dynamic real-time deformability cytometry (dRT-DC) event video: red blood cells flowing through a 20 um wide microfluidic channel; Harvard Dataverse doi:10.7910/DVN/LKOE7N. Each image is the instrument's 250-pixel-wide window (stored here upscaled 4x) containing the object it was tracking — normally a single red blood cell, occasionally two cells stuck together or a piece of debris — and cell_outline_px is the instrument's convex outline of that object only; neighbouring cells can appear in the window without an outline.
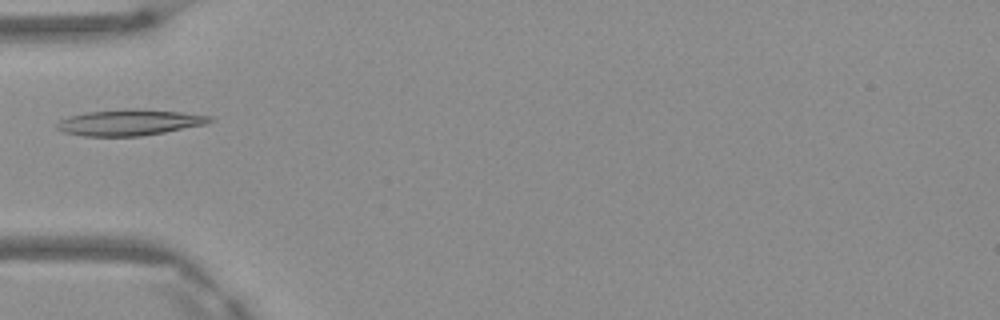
{"species": "Egyptian fruit bat (a non-hibernating species)", "species_latin": "Rousettus aegyptiacus", "temperature_condition": "warm", "stored_images_in_passage": 6, "camera_frame_rate_fps": 3000, "um_per_image_px": 0.085, "frame": {"image": 1, "passage_image": 5, "time_ms": 1.333, "image_size_px": [1000, 320], "cell_outline_px": [[216, 120], [208, 124], [164, 132], [140, 136], [84, 136], [64, 132], [56, 128], [56, 124], [60, 120], [68, 116], [88, 112], [124, 108], [140, 108], [180, 112], [212, 116]], "centroid_in_image_um": [11.04, 10.4], "position_along_channel_um": 74.0, "area_um2": 23.41}}
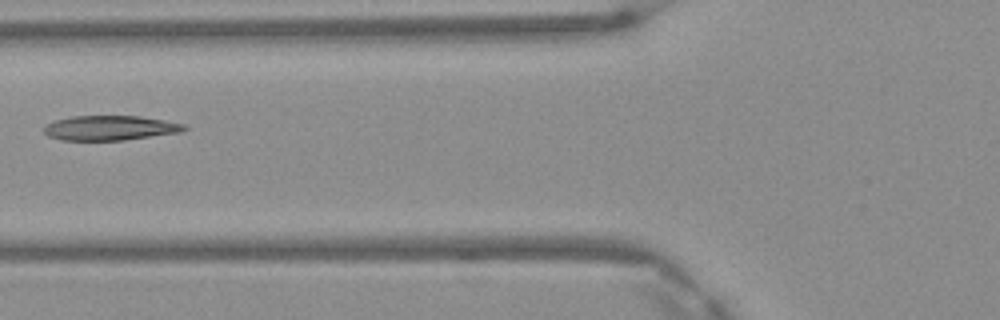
{"frame": {"image": 2, "passage_image": 6, "time_ms": 1.667, "image_size_px": [1000, 320], "cell_outline_px": [[188, 128], [180, 132], [124, 140], [60, 140], [48, 136], [44, 132], [44, 128], [48, 124], [56, 120], [72, 116], [140, 116], [164, 120], [184, 124]], "centroid_in_image_um": [9.35, 10.87], "position_along_channel_um": 116.4, "area_um2": 20.06}}